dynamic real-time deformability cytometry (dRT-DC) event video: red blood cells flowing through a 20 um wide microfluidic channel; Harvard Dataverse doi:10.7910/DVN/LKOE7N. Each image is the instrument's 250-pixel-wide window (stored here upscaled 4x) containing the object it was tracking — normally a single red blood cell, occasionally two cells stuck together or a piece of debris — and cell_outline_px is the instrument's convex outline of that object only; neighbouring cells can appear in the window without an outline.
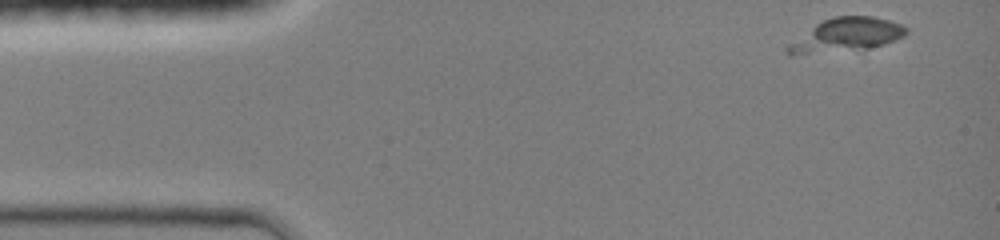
{"species": "common noctule bat (a hibernating species)", "species_latin": "Nyctalus noctula", "temperature_condition": "room temperature", "stored_images_in_passage": 13, "camera_frame_rate_fps": 3000, "um_per_image_px": 0.085, "animal": {"sex": "female", "body_mass_g": 19.0, "forearm_length_mm": 51.5}, "frame": {"image": 1, "passage_image": 1, "time_ms": 0.0, "image_size_px": [1000, 240], "cell_outline_px": [[908, 32], [904, 36], [884, 44], [868, 48], [792, 56], [788, 56], [784, 48], [788, 44], [816, 24], [824, 20], [836, 16], [872, 16], [904, 24], [908, 28]], "centroid_in_image_um": [71.91, 2.99], "position_along_channel_um": 13.1, "area_um2": 23.18}}
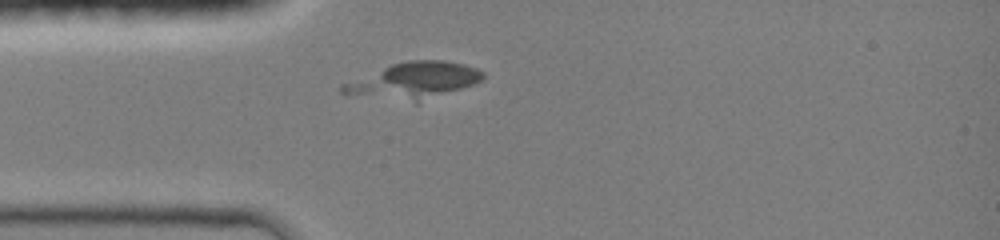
{"frame": {"image": 2, "passage_image": 10, "time_ms": 3.0, "image_size_px": [1000, 240], "cell_outline_px": [[484, 76], [480, 80], [472, 84], [416, 104], [344, 96], [340, 92], [340, 84], [392, 64], [408, 60], [444, 60], [464, 64], [476, 68], [484, 72]], "centroid_in_image_um": [35.03, 6.9], "position_along_channel_um": 50.0, "area_um2": 30.46}}